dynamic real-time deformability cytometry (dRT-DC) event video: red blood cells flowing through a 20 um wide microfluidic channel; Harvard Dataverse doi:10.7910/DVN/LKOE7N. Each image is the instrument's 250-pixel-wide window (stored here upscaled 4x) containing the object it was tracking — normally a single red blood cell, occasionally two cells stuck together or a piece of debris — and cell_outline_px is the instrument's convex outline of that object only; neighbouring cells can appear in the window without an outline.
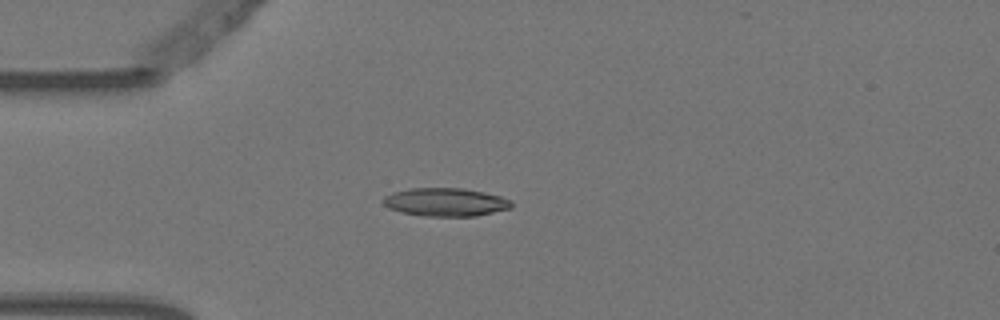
{"species": "Egyptian fruit bat (a non-hibernating species)", "species_latin": "Rousettus aegyptiacus", "temperature_condition": "warm", "stored_images_in_passage": 3, "camera_frame_rate_fps": 3000, "um_per_image_px": 0.085, "animal": {"sex": "female"}, "frame": {"image": 1, "passage_image": 2, "time_ms": 0.333, "image_size_px": [1000, 320], "cell_outline_px": [[512, 208], [476, 216], [428, 216], [400, 212], [388, 208], [384, 204], [384, 196], [392, 192], [412, 188], [464, 188], [484, 192], [500, 196], [512, 200]], "centroid_in_image_um": [37.89, 17.17], "position_along_channel_um": 47.1, "area_um2": 21.15}}